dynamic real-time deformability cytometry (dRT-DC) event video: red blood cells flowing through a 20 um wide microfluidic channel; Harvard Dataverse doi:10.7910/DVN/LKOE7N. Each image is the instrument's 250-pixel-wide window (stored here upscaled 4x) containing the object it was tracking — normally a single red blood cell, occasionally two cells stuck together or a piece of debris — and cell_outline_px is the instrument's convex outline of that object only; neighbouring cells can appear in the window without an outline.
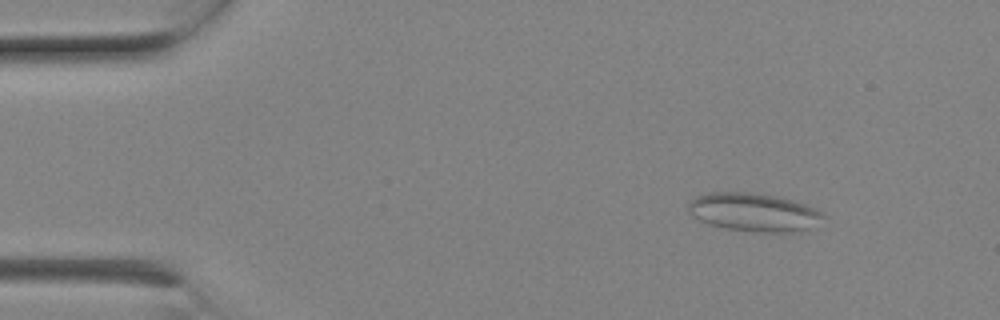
{"species": "Egyptian fruit bat (a non-hibernating species)", "species_latin": "Rousettus aegyptiacus", "temperature_condition": "room temperature", "stored_images_in_passage": 6, "camera_frame_rate_fps": 3000, "um_per_image_px": 0.085, "animal": {"sex": "female"}, "frame": {"image": 1, "passage_image": 3, "time_ms": 0.667, "image_size_px": [1000, 320], "cell_outline_px": [[824, 216], [804, 232], [752, 232], [724, 228], [700, 220], [692, 216], [688, 212], [688, 204], [696, 196], [708, 192], [756, 192], [776, 196], [792, 200], [816, 208], [824, 212]], "centroid_in_image_um": [64.07, 18.03], "position_along_channel_um": 20.9, "area_um2": 30.29}}